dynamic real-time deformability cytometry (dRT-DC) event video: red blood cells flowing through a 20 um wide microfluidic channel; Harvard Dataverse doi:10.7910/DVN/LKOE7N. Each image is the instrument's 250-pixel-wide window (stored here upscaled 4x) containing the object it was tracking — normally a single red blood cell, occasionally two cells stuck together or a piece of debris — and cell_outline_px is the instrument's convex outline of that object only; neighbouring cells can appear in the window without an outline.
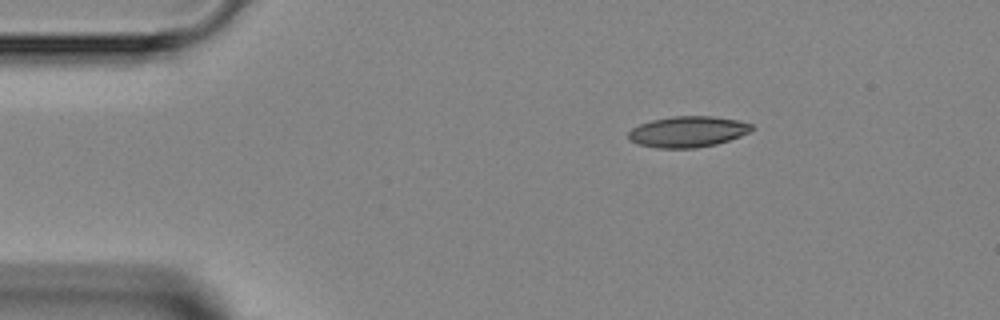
{"species": "Egyptian fruit bat (a non-hibernating species)", "species_latin": "Rousettus aegyptiacus", "temperature_condition": "room temperature", "stored_images_in_passage": 4, "camera_frame_rate_fps": 3000, "um_per_image_px": 0.085, "animal": {"sex": "female"}, "frame": {"image": 1, "passage_image": 1, "time_ms": 0.0, "image_size_px": [1000, 320], "cell_outline_px": [[756, 128], [740, 136], [716, 144], [696, 148], [656, 148], [640, 144], [632, 140], [628, 136], [628, 132], [632, 128], [640, 124], [652, 120], [672, 116], [712, 116], [736, 120], [752, 124]], "centroid_in_image_um": [58.47, 11.19], "position_along_channel_um": 26.5, "area_um2": 22.08}}
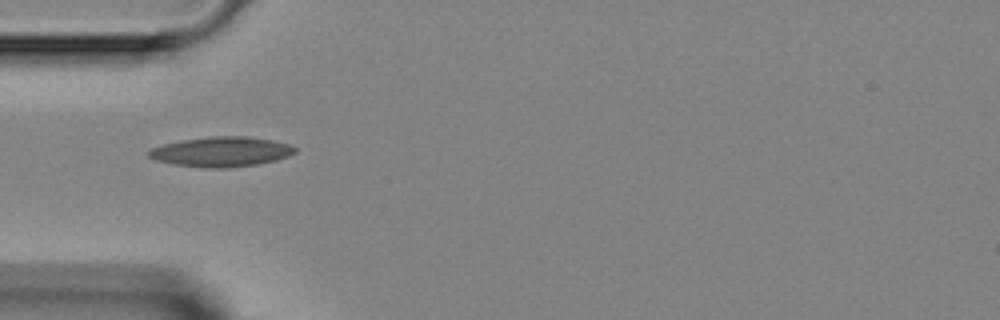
{"frame": {"image": 2, "passage_image": 3, "time_ms": 2.333, "image_size_px": [1000, 320], "cell_outline_px": [[296, 152], [288, 156], [276, 160], [256, 164], [224, 168], [208, 168], [172, 164], [156, 160], [148, 156], [148, 152], [152, 148], [164, 144], [180, 140], [208, 136], [244, 136], [272, 140], [288, 144], [296, 148]], "centroid_in_image_um": [18.8, 12.89], "position_along_channel_um": 66.2, "area_um2": 25.37}}
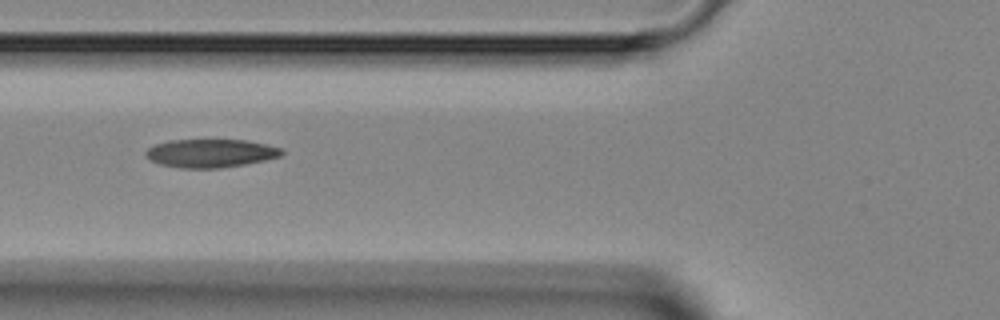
{"frame": {"image": 3, "passage_image": 4, "time_ms": 3.333, "image_size_px": [1000, 320], "cell_outline_px": [[284, 152], [280, 156], [264, 160], [244, 164], [220, 168], [180, 168], [160, 164], [152, 160], [144, 152], [148, 148], [156, 144], [168, 140], [248, 140], [280, 148]], "centroid_in_image_um": [17.89, 13.02], "position_along_channel_um": 107.9, "area_um2": 22.2}}